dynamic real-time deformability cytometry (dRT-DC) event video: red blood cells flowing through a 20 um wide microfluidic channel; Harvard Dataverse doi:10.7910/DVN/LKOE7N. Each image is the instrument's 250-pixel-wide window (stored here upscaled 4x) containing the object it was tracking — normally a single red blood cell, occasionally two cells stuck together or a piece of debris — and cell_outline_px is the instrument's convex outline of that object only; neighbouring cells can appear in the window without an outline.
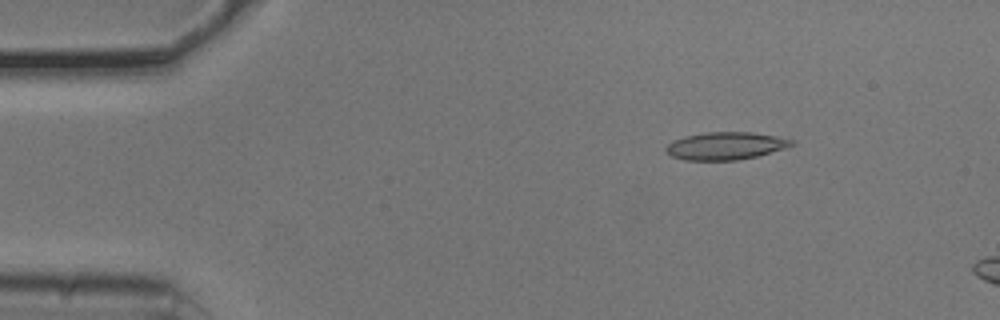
{"species": "common noctule bat (a hibernating species)", "species_latin": "Nyctalus noctula", "temperature_condition": "cold", "stored_images_in_passage": 12, "camera_frame_rate_fps": 3000, "um_per_image_px": 0.085, "animal": {"sex": "male", "body_mass_g": 20.5, "forearm_length_mm": 52.5}, "frame": {"image": 1, "passage_image": 7, "time_ms": 2.0, "image_size_px": [1000, 320], "cell_outline_px": [[796, 144], [784, 148], [756, 156], [736, 160], [684, 160], [672, 156], [664, 148], [672, 140], [684, 136], [704, 132], [752, 132], [776, 136], [796, 140]], "centroid_in_image_um": [61.67, 12.39], "position_along_channel_um": 23.3, "area_um2": 20.23}}